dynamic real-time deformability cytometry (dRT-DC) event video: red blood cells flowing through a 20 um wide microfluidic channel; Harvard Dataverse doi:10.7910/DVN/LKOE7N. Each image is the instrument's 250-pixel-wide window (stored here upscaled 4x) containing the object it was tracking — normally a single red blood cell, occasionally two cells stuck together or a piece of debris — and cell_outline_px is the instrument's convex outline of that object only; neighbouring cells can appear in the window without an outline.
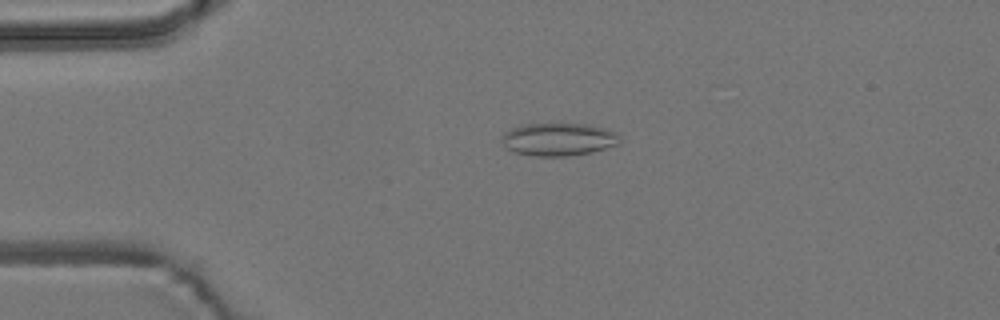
{"species": "common noctule bat (a hibernating species)", "species_latin": "Nyctalus noctula", "temperature_condition": "room temperature", "stored_images_in_passage": 29, "camera_frame_rate_fps": 3000, "um_per_image_px": 0.085, "animal": {"sex": "male", "body_mass_g": 19.2, "forearm_length_mm": 51.8}, "frame": {"image": 1, "passage_image": 13, "time_ms": 4.0, "image_size_px": [1000, 320], "cell_outline_px": [[620, 144], [592, 152], [568, 156], [532, 156], [512, 152], [504, 148], [500, 140], [500, 136], [504, 132], [520, 124], [560, 120], [588, 124], [604, 128], [616, 132], [620, 140]], "centroid_in_image_um": [47.4, 11.79], "position_along_channel_um": 37.6, "area_um2": 23.93}}
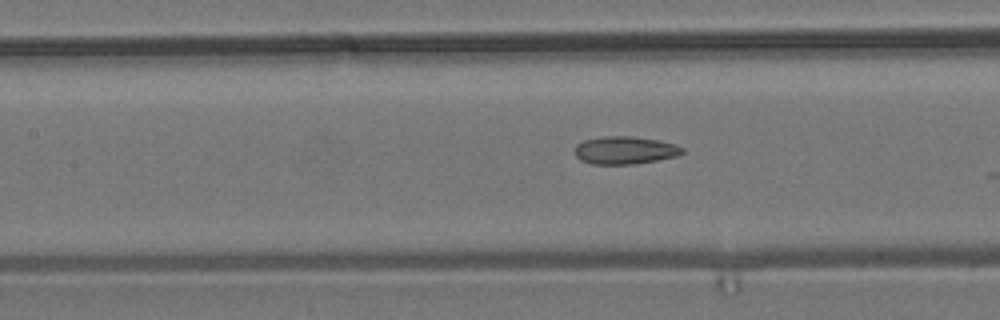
{"frame": {"image": 2, "passage_image": 25, "time_ms": 8.0, "image_size_px": [1000, 320], "cell_outline_px": [[684, 152], [676, 156], [656, 160], [632, 164], [592, 164], [580, 160], [576, 156], [576, 144], [584, 140], [604, 136], [632, 136], [660, 140], [676, 144], [684, 148]], "centroid_in_image_um": [53.13, 12.76], "position_along_channel_um": 154.3, "area_um2": 17.4}}
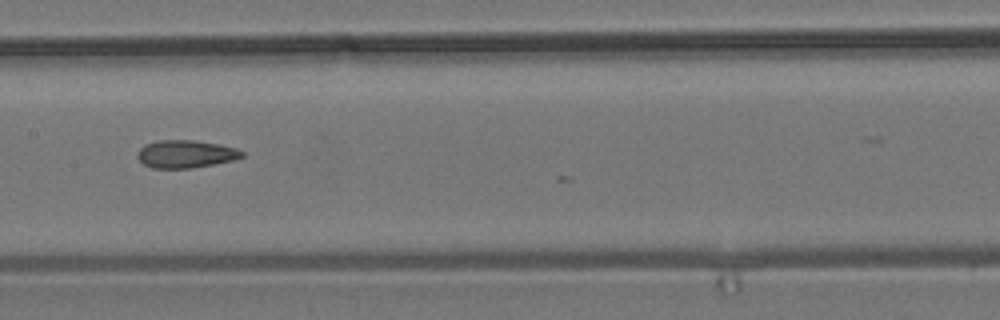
{"frame": {"image": 3, "passage_image": 28, "time_ms": 9.0, "image_size_px": [1000, 320], "cell_outline_px": [[244, 156], [232, 160], [192, 168], [152, 168], [144, 164], [136, 156], [136, 152], [144, 144], [156, 140], [196, 140], [220, 144], [236, 148], [244, 152]], "centroid_in_image_um": [15.75, 13.07], "position_along_channel_um": 191.6, "area_um2": 16.99}}